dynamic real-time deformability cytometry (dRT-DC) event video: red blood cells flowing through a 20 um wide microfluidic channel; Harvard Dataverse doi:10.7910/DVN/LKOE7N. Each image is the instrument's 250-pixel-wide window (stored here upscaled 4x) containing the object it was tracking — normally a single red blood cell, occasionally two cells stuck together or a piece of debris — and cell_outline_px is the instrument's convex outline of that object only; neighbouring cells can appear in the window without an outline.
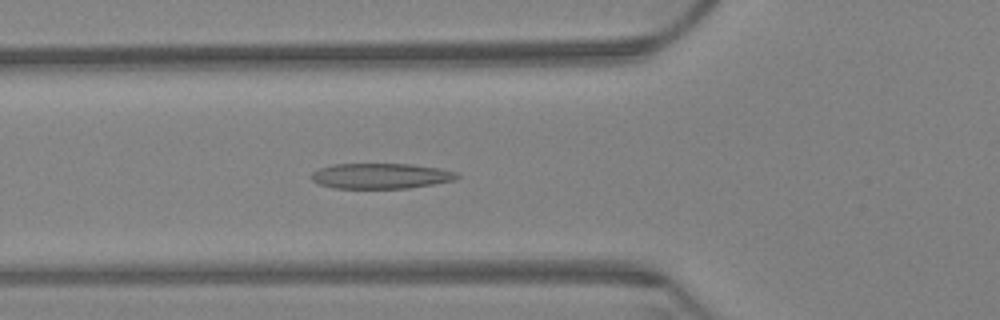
{"species": "Egyptian fruit bat (a non-hibernating species)", "species_latin": "Rousettus aegyptiacus", "temperature_condition": "warm", "stored_images_in_passage": 64, "camera_frame_rate_fps": 3000, "um_per_image_px": 0.085, "animal": {"sex": "female"}, "frame": {"image": 1, "passage_image": 23, "time_ms": 7.333, "image_size_px": [1000, 320], "cell_outline_px": [[460, 176], [456, 180], [408, 188], [332, 188], [316, 184], [312, 180], [312, 172], [320, 168], [332, 164], [412, 164], [440, 168], [456, 172]], "centroid_in_image_um": [32.36, 14.95], "position_along_channel_um": 93.4, "area_um2": 21.68}}
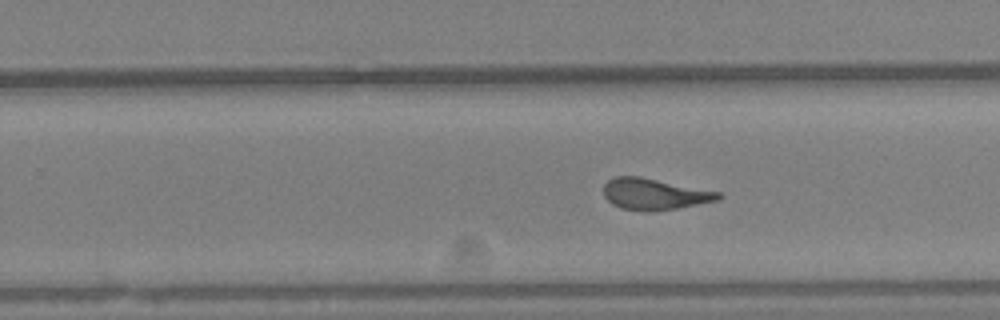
{"frame": {"image": 2, "passage_image": 40, "time_ms": 13.0, "image_size_px": [1000, 320], "cell_outline_px": [[724, 196], [720, 200], [676, 208], [620, 208], [612, 204], [604, 196], [604, 184], [608, 180], [616, 176], [640, 176], [720, 192]], "centroid_in_image_um": [55.65, 16.45], "position_along_channel_um": 274.1, "area_um2": 20.17}}
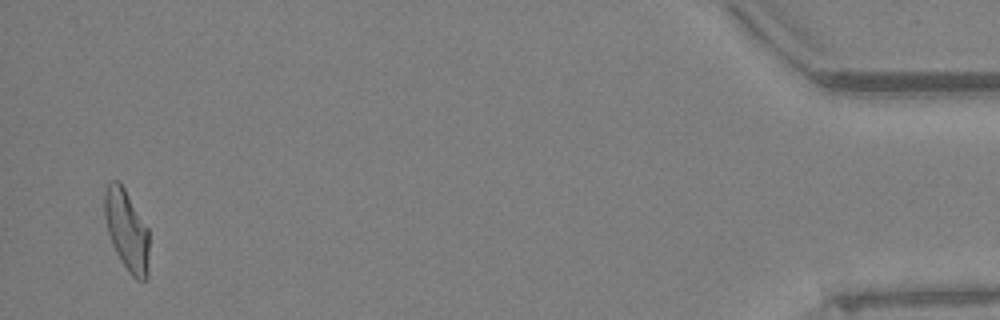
{"frame": {"image": 3, "passage_image": 62, "time_ms": 20.333, "image_size_px": [1000, 320], "cell_outline_px": [[148, 276], [144, 280], [136, 280], [128, 272], [120, 260], [112, 244], [108, 232], [104, 216], [104, 192], [108, 184], [112, 180], [120, 180], [148, 228]], "centroid_in_image_um": [10.76, 19.56], "position_along_channel_um": 424.4, "area_um2": 21.1}, "authors_computed_cell_mechanics": {"area_um2": 21.3282, "velocity_mm_per_s": 3.1929, "shape_relaxation_time_tau1_ms": null, "shape_relaxation_time_tau2_ms": 1.3946, "deformation_change_tau1": null, "deformation_change_tau2": 0.1015}}